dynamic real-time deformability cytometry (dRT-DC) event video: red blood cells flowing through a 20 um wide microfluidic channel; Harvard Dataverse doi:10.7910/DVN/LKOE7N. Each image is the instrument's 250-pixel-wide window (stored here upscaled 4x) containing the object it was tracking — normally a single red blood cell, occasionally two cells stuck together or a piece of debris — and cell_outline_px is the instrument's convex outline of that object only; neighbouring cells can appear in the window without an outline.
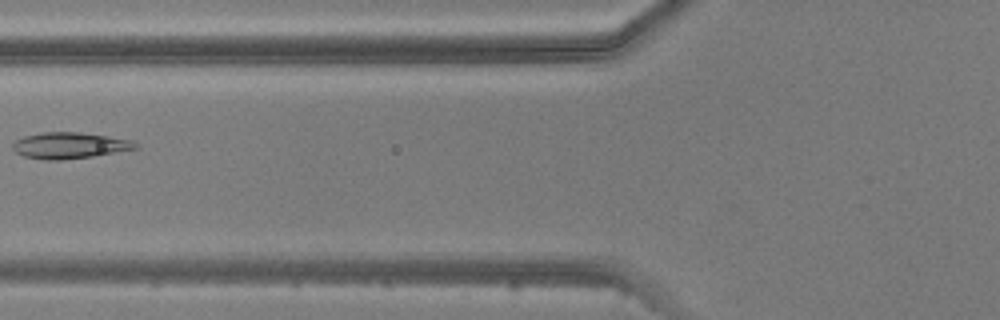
{"species": "common noctule bat (a hibernating species)", "species_latin": "Nyctalus noctula", "temperature_condition": "warm", "stored_images_in_passage": 4, "camera_frame_rate_fps": 3000, "um_per_image_px": 0.085, "animal": {"sex": "male", "body_mass_g": 20.5, "forearm_length_mm": 52.5}, "frame": {"image": 1, "passage_image": 4, "time_ms": 4.333, "image_size_px": [1000, 320], "cell_outline_px": [[140, 148], [92, 156], [60, 160], [48, 160], [24, 156], [16, 152], [12, 148], [12, 144], [16, 140], [24, 136], [44, 132], [76, 132], [132, 140]], "centroid_in_image_um": [5.89, 12.37], "position_along_channel_um": 119.9, "area_um2": 18.44}}